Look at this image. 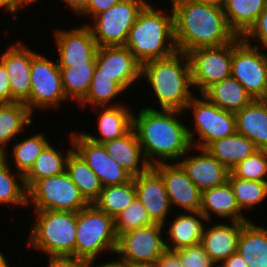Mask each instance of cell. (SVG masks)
Instances as JSON below:
<instances>
[{"label":"cell","instance_id":"cell-1","mask_svg":"<svg viewBox=\"0 0 267 267\" xmlns=\"http://www.w3.org/2000/svg\"><path fill=\"white\" fill-rule=\"evenodd\" d=\"M171 2L177 51L187 54L198 48L222 46L238 37L229 27L222 5Z\"/></svg>","mask_w":267,"mask_h":267},{"label":"cell","instance_id":"cell-2","mask_svg":"<svg viewBox=\"0 0 267 267\" xmlns=\"http://www.w3.org/2000/svg\"><path fill=\"white\" fill-rule=\"evenodd\" d=\"M181 113L184 112L158 111L144 107L140 109L138 117L133 114V128L137 133L144 157L151 167L170 161L179 162L192 148L187 127L179 120Z\"/></svg>","mask_w":267,"mask_h":267},{"label":"cell","instance_id":"cell-3","mask_svg":"<svg viewBox=\"0 0 267 267\" xmlns=\"http://www.w3.org/2000/svg\"><path fill=\"white\" fill-rule=\"evenodd\" d=\"M141 77H146L152 86L160 110L184 112L193 97L191 68L186 53L176 51L169 57L142 64Z\"/></svg>","mask_w":267,"mask_h":267},{"label":"cell","instance_id":"cell-4","mask_svg":"<svg viewBox=\"0 0 267 267\" xmlns=\"http://www.w3.org/2000/svg\"><path fill=\"white\" fill-rule=\"evenodd\" d=\"M124 46L141 64L175 53L177 48L172 7L171 14L166 15V12L155 9L147 2L129 30Z\"/></svg>","mask_w":267,"mask_h":267},{"label":"cell","instance_id":"cell-5","mask_svg":"<svg viewBox=\"0 0 267 267\" xmlns=\"http://www.w3.org/2000/svg\"><path fill=\"white\" fill-rule=\"evenodd\" d=\"M36 223L30 230L28 245L48 256H75L77 213L35 211Z\"/></svg>","mask_w":267,"mask_h":267},{"label":"cell","instance_id":"cell-6","mask_svg":"<svg viewBox=\"0 0 267 267\" xmlns=\"http://www.w3.org/2000/svg\"><path fill=\"white\" fill-rule=\"evenodd\" d=\"M118 237L114 219L94 204L77 212L75 257L97 260L103 252L115 253Z\"/></svg>","mask_w":267,"mask_h":267},{"label":"cell","instance_id":"cell-7","mask_svg":"<svg viewBox=\"0 0 267 267\" xmlns=\"http://www.w3.org/2000/svg\"><path fill=\"white\" fill-rule=\"evenodd\" d=\"M200 96L192 97L185 111H193L195 129L191 131L187 127L192 147L205 149L210 143L236 133V117L234 112L219 108L203 94ZM196 133L197 141L194 139Z\"/></svg>","mask_w":267,"mask_h":267},{"label":"cell","instance_id":"cell-8","mask_svg":"<svg viewBox=\"0 0 267 267\" xmlns=\"http://www.w3.org/2000/svg\"><path fill=\"white\" fill-rule=\"evenodd\" d=\"M35 211L53 210L79 212L90 203L80 193L67 172L36 181L27 190V204Z\"/></svg>","mask_w":267,"mask_h":267},{"label":"cell","instance_id":"cell-9","mask_svg":"<svg viewBox=\"0 0 267 267\" xmlns=\"http://www.w3.org/2000/svg\"><path fill=\"white\" fill-rule=\"evenodd\" d=\"M146 4L145 0H121L95 16L93 24L86 25L91 29L97 46H124L129 30Z\"/></svg>","mask_w":267,"mask_h":267},{"label":"cell","instance_id":"cell-10","mask_svg":"<svg viewBox=\"0 0 267 267\" xmlns=\"http://www.w3.org/2000/svg\"><path fill=\"white\" fill-rule=\"evenodd\" d=\"M259 48L240 36L233 41L231 76L253 99H263L267 93V54Z\"/></svg>","mask_w":267,"mask_h":267},{"label":"cell","instance_id":"cell-11","mask_svg":"<svg viewBox=\"0 0 267 267\" xmlns=\"http://www.w3.org/2000/svg\"><path fill=\"white\" fill-rule=\"evenodd\" d=\"M193 89L203 94L214 83L231 76L233 42L217 47H203L187 53Z\"/></svg>","mask_w":267,"mask_h":267},{"label":"cell","instance_id":"cell-12","mask_svg":"<svg viewBox=\"0 0 267 267\" xmlns=\"http://www.w3.org/2000/svg\"><path fill=\"white\" fill-rule=\"evenodd\" d=\"M67 100L57 60L51 61L37 53L31 63L30 111L58 108Z\"/></svg>","mask_w":267,"mask_h":267},{"label":"cell","instance_id":"cell-13","mask_svg":"<svg viewBox=\"0 0 267 267\" xmlns=\"http://www.w3.org/2000/svg\"><path fill=\"white\" fill-rule=\"evenodd\" d=\"M165 226L159 223L137 228L118 237L115 254L122 263H155L167 250L163 241Z\"/></svg>","mask_w":267,"mask_h":267},{"label":"cell","instance_id":"cell-14","mask_svg":"<svg viewBox=\"0 0 267 267\" xmlns=\"http://www.w3.org/2000/svg\"><path fill=\"white\" fill-rule=\"evenodd\" d=\"M73 150L95 172L103 187L120 185L132 176L106 152L103 144L88 139L83 131L71 133Z\"/></svg>","mask_w":267,"mask_h":267},{"label":"cell","instance_id":"cell-15","mask_svg":"<svg viewBox=\"0 0 267 267\" xmlns=\"http://www.w3.org/2000/svg\"><path fill=\"white\" fill-rule=\"evenodd\" d=\"M59 59V68L73 65H96L98 46L91 29L83 24L72 30L57 29L54 32Z\"/></svg>","mask_w":267,"mask_h":267},{"label":"cell","instance_id":"cell-16","mask_svg":"<svg viewBox=\"0 0 267 267\" xmlns=\"http://www.w3.org/2000/svg\"><path fill=\"white\" fill-rule=\"evenodd\" d=\"M142 64L125 46L98 47L93 75H107L123 90L141 79Z\"/></svg>","mask_w":267,"mask_h":267},{"label":"cell","instance_id":"cell-17","mask_svg":"<svg viewBox=\"0 0 267 267\" xmlns=\"http://www.w3.org/2000/svg\"><path fill=\"white\" fill-rule=\"evenodd\" d=\"M37 53L29 49L21 41L10 45L0 54V62L4 65L11 88V103H24L30 110L31 63Z\"/></svg>","mask_w":267,"mask_h":267},{"label":"cell","instance_id":"cell-18","mask_svg":"<svg viewBox=\"0 0 267 267\" xmlns=\"http://www.w3.org/2000/svg\"><path fill=\"white\" fill-rule=\"evenodd\" d=\"M153 168L163 178L171 206L186 212L200 211L202 192L179 162L159 163Z\"/></svg>","mask_w":267,"mask_h":267},{"label":"cell","instance_id":"cell-19","mask_svg":"<svg viewBox=\"0 0 267 267\" xmlns=\"http://www.w3.org/2000/svg\"><path fill=\"white\" fill-rule=\"evenodd\" d=\"M136 188V197L148 212L154 223L165 224L172 209L166 187L161 175L150 167L145 173L132 178Z\"/></svg>","mask_w":267,"mask_h":267},{"label":"cell","instance_id":"cell-20","mask_svg":"<svg viewBox=\"0 0 267 267\" xmlns=\"http://www.w3.org/2000/svg\"><path fill=\"white\" fill-rule=\"evenodd\" d=\"M196 149L201 154H196V156L195 154L193 156L188 155L192 150L190 148L182 156V160H179L188 177L201 192L225 184L228 181L230 171L206 149Z\"/></svg>","mask_w":267,"mask_h":267},{"label":"cell","instance_id":"cell-21","mask_svg":"<svg viewBox=\"0 0 267 267\" xmlns=\"http://www.w3.org/2000/svg\"><path fill=\"white\" fill-rule=\"evenodd\" d=\"M246 222L220 223L205 227L201 244L210 260L219 265L237 252L238 238Z\"/></svg>","mask_w":267,"mask_h":267},{"label":"cell","instance_id":"cell-22","mask_svg":"<svg viewBox=\"0 0 267 267\" xmlns=\"http://www.w3.org/2000/svg\"><path fill=\"white\" fill-rule=\"evenodd\" d=\"M103 145L106 152L132 177L145 173L151 167L144 157L133 127L122 137L105 142Z\"/></svg>","mask_w":267,"mask_h":267},{"label":"cell","instance_id":"cell-23","mask_svg":"<svg viewBox=\"0 0 267 267\" xmlns=\"http://www.w3.org/2000/svg\"><path fill=\"white\" fill-rule=\"evenodd\" d=\"M236 132L252 141L259 150H267V102L254 99L235 112Z\"/></svg>","mask_w":267,"mask_h":267},{"label":"cell","instance_id":"cell-24","mask_svg":"<svg viewBox=\"0 0 267 267\" xmlns=\"http://www.w3.org/2000/svg\"><path fill=\"white\" fill-rule=\"evenodd\" d=\"M200 212L211 222V212L233 222H249L237 205L232 187L225 184L202 191Z\"/></svg>","mask_w":267,"mask_h":267},{"label":"cell","instance_id":"cell-25","mask_svg":"<svg viewBox=\"0 0 267 267\" xmlns=\"http://www.w3.org/2000/svg\"><path fill=\"white\" fill-rule=\"evenodd\" d=\"M206 217L200 212H188L177 215L167 228L169 240H164L166 249L178 251L201 243L203 231L205 228ZM169 241V242H167Z\"/></svg>","mask_w":267,"mask_h":267},{"label":"cell","instance_id":"cell-26","mask_svg":"<svg viewBox=\"0 0 267 267\" xmlns=\"http://www.w3.org/2000/svg\"><path fill=\"white\" fill-rule=\"evenodd\" d=\"M102 108L97 120L100 136L83 132L91 141L103 144L122 137L133 127V113L126 105Z\"/></svg>","mask_w":267,"mask_h":267},{"label":"cell","instance_id":"cell-27","mask_svg":"<svg viewBox=\"0 0 267 267\" xmlns=\"http://www.w3.org/2000/svg\"><path fill=\"white\" fill-rule=\"evenodd\" d=\"M237 252L248 267H267V229L246 222L238 238Z\"/></svg>","mask_w":267,"mask_h":267},{"label":"cell","instance_id":"cell-28","mask_svg":"<svg viewBox=\"0 0 267 267\" xmlns=\"http://www.w3.org/2000/svg\"><path fill=\"white\" fill-rule=\"evenodd\" d=\"M205 149L229 171L258 150L252 141L237 132L210 143Z\"/></svg>","mask_w":267,"mask_h":267},{"label":"cell","instance_id":"cell-29","mask_svg":"<svg viewBox=\"0 0 267 267\" xmlns=\"http://www.w3.org/2000/svg\"><path fill=\"white\" fill-rule=\"evenodd\" d=\"M203 95L219 108L234 113L242 110L254 100L232 76L214 83Z\"/></svg>","mask_w":267,"mask_h":267},{"label":"cell","instance_id":"cell-30","mask_svg":"<svg viewBox=\"0 0 267 267\" xmlns=\"http://www.w3.org/2000/svg\"><path fill=\"white\" fill-rule=\"evenodd\" d=\"M267 7V0H223L229 27L242 37Z\"/></svg>","mask_w":267,"mask_h":267},{"label":"cell","instance_id":"cell-31","mask_svg":"<svg viewBox=\"0 0 267 267\" xmlns=\"http://www.w3.org/2000/svg\"><path fill=\"white\" fill-rule=\"evenodd\" d=\"M33 113L21 102L0 104V155L6 153L7 144L17 139V135L32 125Z\"/></svg>","mask_w":267,"mask_h":267},{"label":"cell","instance_id":"cell-32","mask_svg":"<svg viewBox=\"0 0 267 267\" xmlns=\"http://www.w3.org/2000/svg\"><path fill=\"white\" fill-rule=\"evenodd\" d=\"M72 144L65 155H62V151H57L55 147L50 143L45 147L42 153L34 162L31 169L24 175V184L26 190H28L36 181L59 175L66 170V161L69 154L73 151L72 137L69 140Z\"/></svg>","mask_w":267,"mask_h":267},{"label":"cell","instance_id":"cell-33","mask_svg":"<svg viewBox=\"0 0 267 267\" xmlns=\"http://www.w3.org/2000/svg\"><path fill=\"white\" fill-rule=\"evenodd\" d=\"M70 179L80 190V193L90 203L99 197L103 186L95 172L73 150L66 161V170Z\"/></svg>","mask_w":267,"mask_h":267},{"label":"cell","instance_id":"cell-34","mask_svg":"<svg viewBox=\"0 0 267 267\" xmlns=\"http://www.w3.org/2000/svg\"><path fill=\"white\" fill-rule=\"evenodd\" d=\"M136 198L134 180L103 187L99 197L93 204L101 211L115 219Z\"/></svg>","mask_w":267,"mask_h":267},{"label":"cell","instance_id":"cell-35","mask_svg":"<svg viewBox=\"0 0 267 267\" xmlns=\"http://www.w3.org/2000/svg\"><path fill=\"white\" fill-rule=\"evenodd\" d=\"M7 156V153L0 155V204L26 207L28 204L24 176L16 171L12 174Z\"/></svg>","mask_w":267,"mask_h":267},{"label":"cell","instance_id":"cell-36","mask_svg":"<svg viewBox=\"0 0 267 267\" xmlns=\"http://www.w3.org/2000/svg\"><path fill=\"white\" fill-rule=\"evenodd\" d=\"M96 65H73L71 68H59L63 90L68 99L77 104L87 95L93 79Z\"/></svg>","mask_w":267,"mask_h":267},{"label":"cell","instance_id":"cell-37","mask_svg":"<svg viewBox=\"0 0 267 267\" xmlns=\"http://www.w3.org/2000/svg\"><path fill=\"white\" fill-rule=\"evenodd\" d=\"M15 139L12 145V155L17 172L23 176L31 169L34 162L49 144L43 134H33L23 140Z\"/></svg>","mask_w":267,"mask_h":267},{"label":"cell","instance_id":"cell-38","mask_svg":"<svg viewBox=\"0 0 267 267\" xmlns=\"http://www.w3.org/2000/svg\"><path fill=\"white\" fill-rule=\"evenodd\" d=\"M124 90L107 75H93L87 95L79 102L82 107L88 104L98 108L106 106H118L121 104L112 103L114 98L124 93ZM110 102L112 103L110 105ZM109 104V105H108Z\"/></svg>","mask_w":267,"mask_h":267},{"label":"cell","instance_id":"cell-39","mask_svg":"<svg viewBox=\"0 0 267 267\" xmlns=\"http://www.w3.org/2000/svg\"><path fill=\"white\" fill-rule=\"evenodd\" d=\"M237 205L240 210L252 209L267 198V182L246 180L235 177L231 172L228 177Z\"/></svg>","mask_w":267,"mask_h":267},{"label":"cell","instance_id":"cell-40","mask_svg":"<svg viewBox=\"0 0 267 267\" xmlns=\"http://www.w3.org/2000/svg\"><path fill=\"white\" fill-rule=\"evenodd\" d=\"M114 222L117 237L125 232L154 223L137 197L114 219Z\"/></svg>","mask_w":267,"mask_h":267},{"label":"cell","instance_id":"cell-41","mask_svg":"<svg viewBox=\"0 0 267 267\" xmlns=\"http://www.w3.org/2000/svg\"><path fill=\"white\" fill-rule=\"evenodd\" d=\"M235 177L267 182V150H257L239 162L231 171Z\"/></svg>","mask_w":267,"mask_h":267},{"label":"cell","instance_id":"cell-42","mask_svg":"<svg viewBox=\"0 0 267 267\" xmlns=\"http://www.w3.org/2000/svg\"><path fill=\"white\" fill-rule=\"evenodd\" d=\"M182 267H215L201 243L175 251Z\"/></svg>","mask_w":267,"mask_h":267},{"label":"cell","instance_id":"cell-43","mask_svg":"<svg viewBox=\"0 0 267 267\" xmlns=\"http://www.w3.org/2000/svg\"><path fill=\"white\" fill-rule=\"evenodd\" d=\"M252 38H254V40L258 39V41H261V46L267 51V7L258 16L256 22L250 27V29L242 36V39L248 44H251Z\"/></svg>","mask_w":267,"mask_h":267},{"label":"cell","instance_id":"cell-44","mask_svg":"<svg viewBox=\"0 0 267 267\" xmlns=\"http://www.w3.org/2000/svg\"><path fill=\"white\" fill-rule=\"evenodd\" d=\"M121 0H89L86 9L79 15H85L94 18L101 12H104L118 4Z\"/></svg>","mask_w":267,"mask_h":267},{"label":"cell","instance_id":"cell-45","mask_svg":"<svg viewBox=\"0 0 267 267\" xmlns=\"http://www.w3.org/2000/svg\"><path fill=\"white\" fill-rule=\"evenodd\" d=\"M47 267H88L89 261L75 256H49Z\"/></svg>","mask_w":267,"mask_h":267},{"label":"cell","instance_id":"cell-46","mask_svg":"<svg viewBox=\"0 0 267 267\" xmlns=\"http://www.w3.org/2000/svg\"><path fill=\"white\" fill-rule=\"evenodd\" d=\"M11 103V88L8 73L4 65L0 62V104Z\"/></svg>","mask_w":267,"mask_h":267},{"label":"cell","instance_id":"cell-47","mask_svg":"<svg viewBox=\"0 0 267 267\" xmlns=\"http://www.w3.org/2000/svg\"><path fill=\"white\" fill-rule=\"evenodd\" d=\"M158 267H182L179 255L175 251L166 250L156 261Z\"/></svg>","mask_w":267,"mask_h":267},{"label":"cell","instance_id":"cell-48","mask_svg":"<svg viewBox=\"0 0 267 267\" xmlns=\"http://www.w3.org/2000/svg\"><path fill=\"white\" fill-rule=\"evenodd\" d=\"M219 265L221 267H248L238 252L232 254L228 259L224 260Z\"/></svg>","mask_w":267,"mask_h":267},{"label":"cell","instance_id":"cell-49","mask_svg":"<svg viewBox=\"0 0 267 267\" xmlns=\"http://www.w3.org/2000/svg\"><path fill=\"white\" fill-rule=\"evenodd\" d=\"M63 3L68 4L70 10L74 11L77 15H80L85 9L88 4L89 0H62Z\"/></svg>","mask_w":267,"mask_h":267},{"label":"cell","instance_id":"cell-50","mask_svg":"<svg viewBox=\"0 0 267 267\" xmlns=\"http://www.w3.org/2000/svg\"><path fill=\"white\" fill-rule=\"evenodd\" d=\"M5 9L10 14L17 13L20 9V0H0V9Z\"/></svg>","mask_w":267,"mask_h":267},{"label":"cell","instance_id":"cell-51","mask_svg":"<svg viewBox=\"0 0 267 267\" xmlns=\"http://www.w3.org/2000/svg\"><path fill=\"white\" fill-rule=\"evenodd\" d=\"M95 260L89 261L88 267H123V263L119 261L118 259L114 261L107 262L105 264L100 265H94Z\"/></svg>","mask_w":267,"mask_h":267},{"label":"cell","instance_id":"cell-52","mask_svg":"<svg viewBox=\"0 0 267 267\" xmlns=\"http://www.w3.org/2000/svg\"><path fill=\"white\" fill-rule=\"evenodd\" d=\"M123 267H158L155 263H123Z\"/></svg>","mask_w":267,"mask_h":267},{"label":"cell","instance_id":"cell-53","mask_svg":"<svg viewBox=\"0 0 267 267\" xmlns=\"http://www.w3.org/2000/svg\"><path fill=\"white\" fill-rule=\"evenodd\" d=\"M196 3H207V4H213V5H222L223 0H189Z\"/></svg>","mask_w":267,"mask_h":267},{"label":"cell","instance_id":"cell-54","mask_svg":"<svg viewBox=\"0 0 267 267\" xmlns=\"http://www.w3.org/2000/svg\"><path fill=\"white\" fill-rule=\"evenodd\" d=\"M37 0H20V8L29 6V4L35 3Z\"/></svg>","mask_w":267,"mask_h":267},{"label":"cell","instance_id":"cell-55","mask_svg":"<svg viewBox=\"0 0 267 267\" xmlns=\"http://www.w3.org/2000/svg\"><path fill=\"white\" fill-rule=\"evenodd\" d=\"M0 267H9L4 255L0 252Z\"/></svg>","mask_w":267,"mask_h":267},{"label":"cell","instance_id":"cell-56","mask_svg":"<svg viewBox=\"0 0 267 267\" xmlns=\"http://www.w3.org/2000/svg\"><path fill=\"white\" fill-rule=\"evenodd\" d=\"M263 100L267 102V93H266L265 97L263 98Z\"/></svg>","mask_w":267,"mask_h":267}]
</instances>
